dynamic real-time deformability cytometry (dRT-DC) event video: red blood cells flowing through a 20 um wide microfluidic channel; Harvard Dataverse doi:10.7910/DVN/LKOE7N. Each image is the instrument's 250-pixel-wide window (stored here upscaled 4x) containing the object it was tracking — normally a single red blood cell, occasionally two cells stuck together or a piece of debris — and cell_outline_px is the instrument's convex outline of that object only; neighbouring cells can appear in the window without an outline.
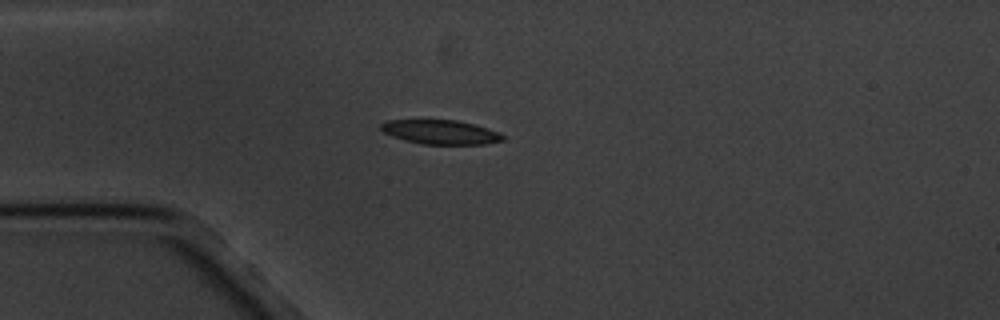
{"species": "common noctule bat (a hibernating species)", "species_latin": "Nyctalus noctula", "temperature_condition": "cold", "stored_images_in_passage": 5, "camera_frame_rate_fps": 3000, "um_per_image_px": 0.085, "animal": {"sex": "male", "body_mass_g": 20.1, "forearm_length_mm": 53.5}, "frame": {"image": 1, "passage_image": 5, "time_ms": 4.667, "image_size_px": [1000, 320], "cell_outline_px": [[504, 140], [484, 144], [420, 144], [404, 140], [392, 136], [384, 132], [380, 128], [380, 124], [388, 120], [456, 120], [488, 128], [500, 132], [504, 136]], "centroid_in_image_um": [37.45, 11.23], "position_along_channel_um": 47.6, "area_um2": 17.17}}